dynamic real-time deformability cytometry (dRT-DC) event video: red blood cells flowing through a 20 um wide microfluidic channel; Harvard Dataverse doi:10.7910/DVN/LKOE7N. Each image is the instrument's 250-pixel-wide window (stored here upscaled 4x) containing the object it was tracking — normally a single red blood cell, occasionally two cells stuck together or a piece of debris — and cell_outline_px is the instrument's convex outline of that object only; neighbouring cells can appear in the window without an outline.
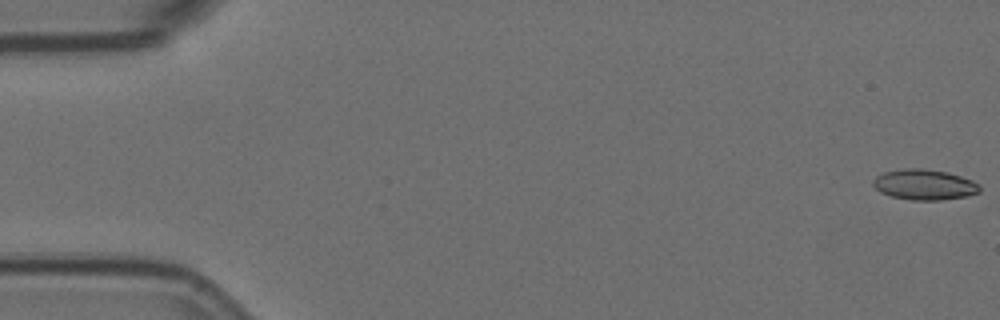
{"species": "Egyptian fruit bat (a non-hibernating species)", "species_latin": "Rousettus aegyptiacus", "temperature_condition": "room temperature", "stored_images_in_passage": 6, "camera_frame_rate_fps": 3000, "um_per_image_px": 0.085, "animal": {"sex": "female"}, "frame": {"image": 1, "passage_image": 1, "time_ms": 0.0, "image_size_px": [1000, 320], "cell_outline_px": [[980, 192], [968, 196], [940, 200], [912, 200], [892, 196], [880, 192], [872, 184], [872, 180], [876, 176], [884, 172], [900, 168], [920, 168], [948, 172], [972, 180], [980, 184]], "centroid_in_image_um": [78.57, 15.68], "position_along_channel_um": 6.4, "area_um2": 19.07}}
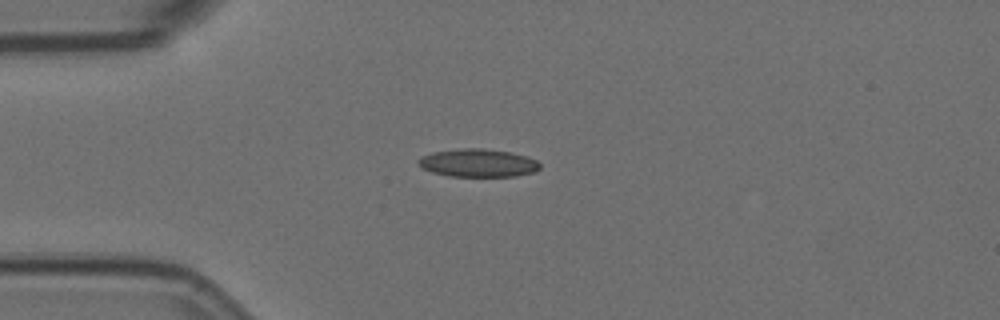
{"frame": {"image": 2, "passage_image": 4, "time_ms": 1.0, "image_size_px": [1000, 320], "cell_outline_px": [[540, 168], [532, 172], [516, 176], [448, 176], [432, 172], [424, 168], [416, 160], [420, 156], [432, 152], [464, 148], [480, 148], [508, 152], [524, 156], [536, 160], [540, 164]], "centroid_in_image_um": [40.6, 13.85], "position_along_channel_um": 44.4, "area_um2": 19.59}}
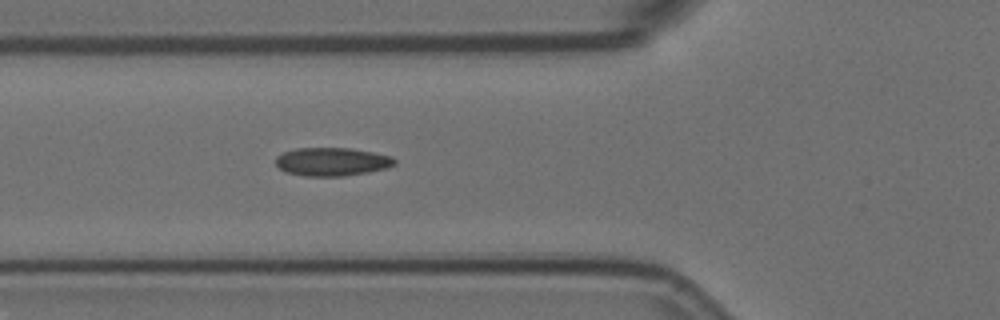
{"frame": {"image": 3, "passage_image": 6, "time_ms": 1.667, "image_size_px": [1000, 320], "cell_outline_px": [[396, 164], [388, 168], [368, 172], [344, 176], [304, 176], [284, 172], [276, 164], [276, 156], [284, 152], [296, 148], [348, 148], [372, 152], [392, 156], [396, 160]], "centroid_in_image_um": [28.22, 13.75], "position_along_channel_um": 97.6, "area_um2": 19.71}}